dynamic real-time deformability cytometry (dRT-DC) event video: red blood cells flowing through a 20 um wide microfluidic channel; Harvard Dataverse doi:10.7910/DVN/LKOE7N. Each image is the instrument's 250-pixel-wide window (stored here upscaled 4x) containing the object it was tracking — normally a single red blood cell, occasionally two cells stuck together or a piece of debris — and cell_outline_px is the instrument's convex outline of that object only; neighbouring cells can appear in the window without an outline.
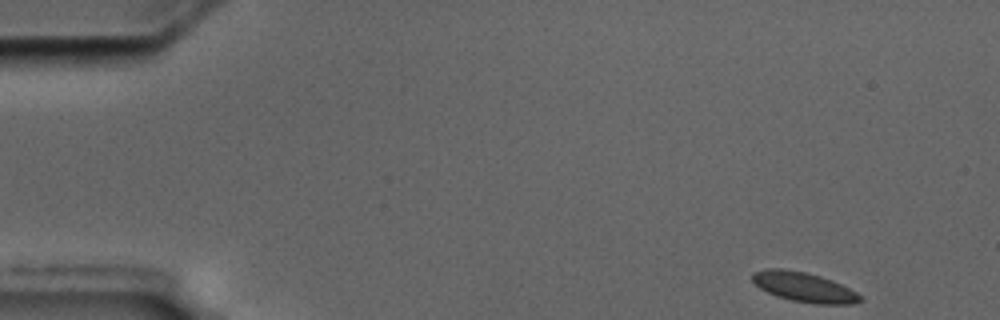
{"species": "common noctule bat (a hibernating species)", "species_latin": "Nyctalus noctula", "temperature_condition": "cold", "stored_images_in_passage": 53, "camera_frame_rate_fps": 3000, "um_per_image_px": 0.085, "animal": {"sex": "male", "body_mass_g": 17.5, "forearm_length_mm": 52.3}, "frame": {"image": 1, "passage_image": 1, "time_ms": 0.0, "image_size_px": [1000, 320], "cell_outline_px": [[864, 300], [856, 304], [816, 304], [792, 300], [776, 296], [760, 288], [752, 280], [752, 272], [764, 268], [784, 268], [804, 272], [820, 276], [832, 280], [856, 292]], "centroid_in_image_um": [68.33, 24.4], "position_along_channel_um": 16.7, "area_um2": 18.67}}
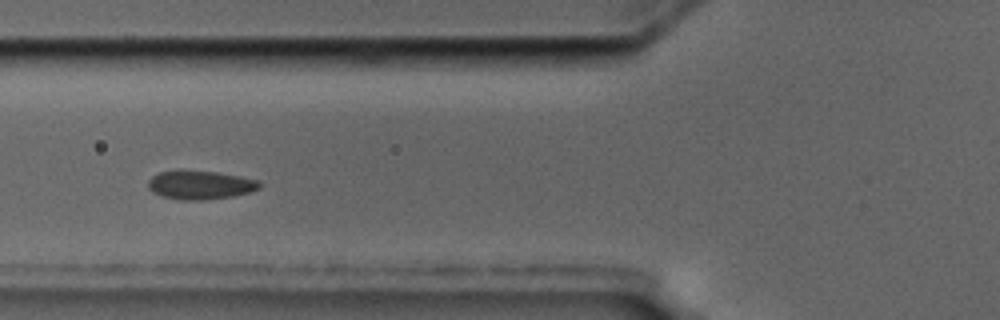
{"frame": {"image": 2, "passage_image": 18, "time_ms": 5.667, "image_size_px": [1000, 320], "cell_outline_px": [[260, 188], [248, 192], [232, 196], [200, 200], [180, 200], [164, 196], [152, 192], [148, 188], [148, 180], [152, 176], [160, 172], [176, 168], [184, 168], [216, 172], [240, 176], [260, 180]], "centroid_in_image_um": [16.97, 15.68], "position_along_channel_um": 108.8, "area_um2": 19.02}}
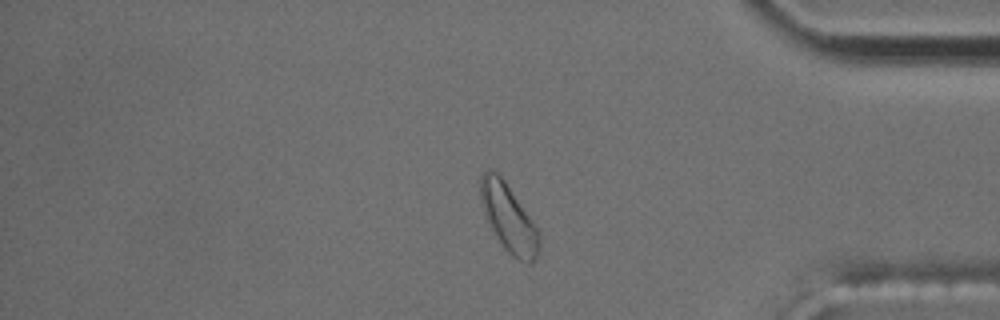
{"frame": {"image": 3, "passage_image": 44, "time_ms": 14.333, "image_size_px": [1000, 320], "cell_outline_px": [[540, 252], [532, 264], [528, 264], [516, 260], [504, 248], [496, 236], [484, 212], [480, 200], [480, 176], [488, 168], [492, 168], [500, 172], [540, 232]], "centroid_in_image_um": [43.25, 18.52], "position_along_channel_um": 391.9, "area_um2": 23.64}, "authors_computed_cell_mechanics": {"area_um2": 18.6694, "velocity_mm_per_s": 3.5239, "shape_relaxation_time_tau1_ms": 1.9757, "shape_relaxation_time_tau2_ms": null, "deformation_change_tau1": 0.0383, "deformation_change_tau2": null}}